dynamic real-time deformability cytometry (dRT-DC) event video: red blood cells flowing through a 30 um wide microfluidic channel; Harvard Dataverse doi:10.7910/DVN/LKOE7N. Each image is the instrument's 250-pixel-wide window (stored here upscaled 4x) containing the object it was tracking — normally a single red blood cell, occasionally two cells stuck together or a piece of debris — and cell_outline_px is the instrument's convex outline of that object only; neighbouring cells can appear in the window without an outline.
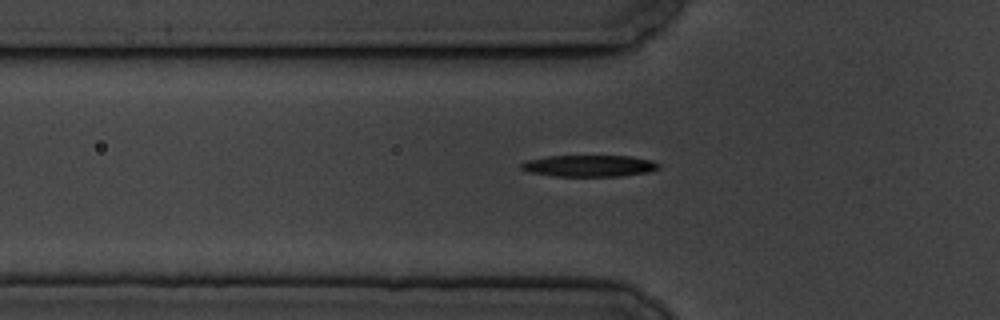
{"species": "common noctule bat (a hibernating species)", "species_latin": "Nyctalus noctula", "temperature_condition": "cold", "stored_images_in_passage": 43, "camera_frame_rate_fps": 3000, "um_per_image_px": 0.085, "animal": {"sex": "male", "body_mass_g": 19.5, "forearm_length_mm": 54.6}, "frame": {"image": 1, "passage_image": 9, "time_ms": 2.667, "image_size_px": [1000, 320], "cell_outline_px": [[660, 168], [648, 172], [620, 176], [552, 176], [528, 172], [520, 168], [520, 164], [524, 160], [548, 156], [632, 156], [652, 160], [660, 164]], "centroid_in_image_um": [50.06, 14.09], "position_along_channel_um": 75.7, "area_um2": 17.46}}
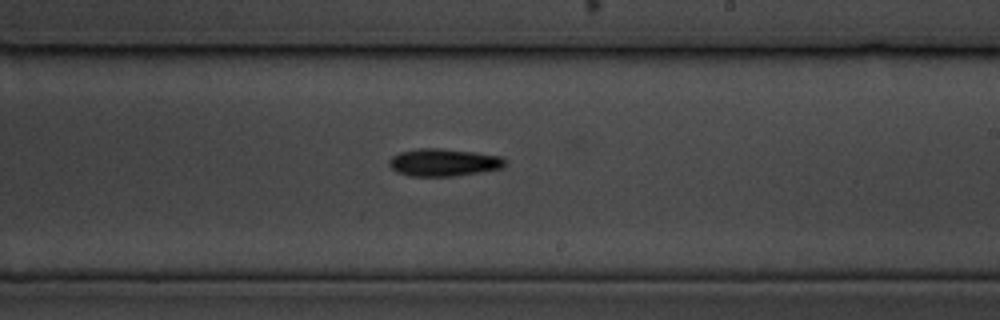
{"frame": {"image": 2, "passage_image": 24, "time_ms": 7.667, "image_size_px": [1000, 320], "cell_outline_px": [[508, 164], [504, 168], [480, 172], [452, 176], [408, 176], [396, 172], [388, 164], [388, 160], [392, 156], [400, 152], [416, 148], [440, 148], [472, 152], [500, 156]], "centroid_in_image_um": [37.68, 13.81], "position_along_channel_um": 251.3, "area_um2": 18.67}}
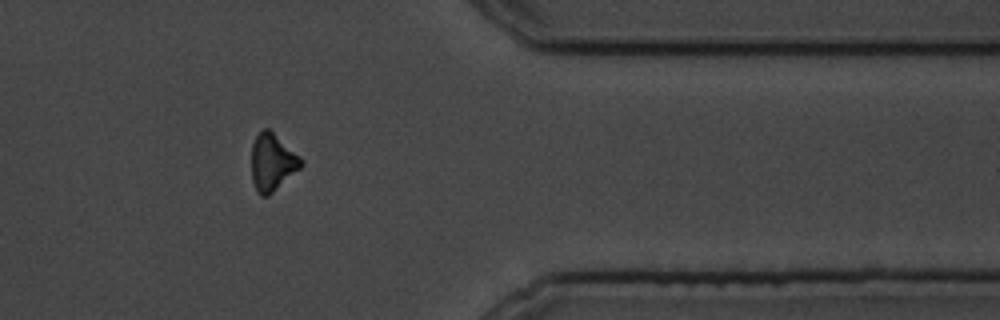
{"frame": {"image": 3, "passage_image": 37, "time_ms": 12.0, "image_size_px": [1000, 320], "cell_outline_px": [[304, 164], [300, 168], [268, 196], [260, 196], [256, 192], [252, 180], [252, 144], [256, 136], [264, 128], [268, 128], [300, 156], [304, 160]], "centroid_in_image_um": [23.14, 13.81], "position_along_channel_um": 388.3, "area_um2": 16.42}}